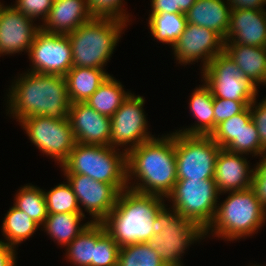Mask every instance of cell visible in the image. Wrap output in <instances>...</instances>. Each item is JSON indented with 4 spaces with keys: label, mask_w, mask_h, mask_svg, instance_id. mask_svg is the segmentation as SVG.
Listing matches in <instances>:
<instances>
[{
    "label": "cell",
    "mask_w": 266,
    "mask_h": 266,
    "mask_svg": "<svg viewBox=\"0 0 266 266\" xmlns=\"http://www.w3.org/2000/svg\"><path fill=\"white\" fill-rule=\"evenodd\" d=\"M126 165L128 188L166 199L178 180L175 131L162 134L160 138L154 137L129 150ZM133 179L134 182H131Z\"/></svg>",
    "instance_id": "cell-1"
},
{
    "label": "cell",
    "mask_w": 266,
    "mask_h": 266,
    "mask_svg": "<svg viewBox=\"0 0 266 266\" xmlns=\"http://www.w3.org/2000/svg\"><path fill=\"white\" fill-rule=\"evenodd\" d=\"M7 96L6 114L18 122L34 116L68 118L71 102L65 76L26 71L14 79Z\"/></svg>",
    "instance_id": "cell-2"
},
{
    "label": "cell",
    "mask_w": 266,
    "mask_h": 266,
    "mask_svg": "<svg viewBox=\"0 0 266 266\" xmlns=\"http://www.w3.org/2000/svg\"><path fill=\"white\" fill-rule=\"evenodd\" d=\"M165 202L163 197L126 188L119 193L115 207L101 223L120 247L149 242L156 215Z\"/></svg>",
    "instance_id": "cell-3"
},
{
    "label": "cell",
    "mask_w": 266,
    "mask_h": 266,
    "mask_svg": "<svg viewBox=\"0 0 266 266\" xmlns=\"http://www.w3.org/2000/svg\"><path fill=\"white\" fill-rule=\"evenodd\" d=\"M218 203L215 216L204 230L205 238L212 236L234 241L254 235L265 224L266 209L254 189L231 191ZM221 204V205H220Z\"/></svg>",
    "instance_id": "cell-4"
},
{
    "label": "cell",
    "mask_w": 266,
    "mask_h": 266,
    "mask_svg": "<svg viewBox=\"0 0 266 266\" xmlns=\"http://www.w3.org/2000/svg\"><path fill=\"white\" fill-rule=\"evenodd\" d=\"M128 24L112 18H93L67 34L72 67L104 69Z\"/></svg>",
    "instance_id": "cell-5"
},
{
    "label": "cell",
    "mask_w": 266,
    "mask_h": 266,
    "mask_svg": "<svg viewBox=\"0 0 266 266\" xmlns=\"http://www.w3.org/2000/svg\"><path fill=\"white\" fill-rule=\"evenodd\" d=\"M100 145L75 143L68 158L59 165L64 174H82L113 185L119 192L128 188L126 152Z\"/></svg>",
    "instance_id": "cell-6"
},
{
    "label": "cell",
    "mask_w": 266,
    "mask_h": 266,
    "mask_svg": "<svg viewBox=\"0 0 266 266\" xmlns=\"http://www.w3.org/2000/svg\"><path fill=\"white\" fill-rule=\"evenodd\" d=\"M202 238L205 239L204 230L199 225L165 204L156 215L148 243L166 266H183L181 257L185 250Z\"/></svg>",
    "instance_id": "cell-7"
},
{
    "label": "cell",
    "mask_w": 266,
    "mask_h": 266,
    "mask_svg": "<svg viewBox=\"0 0 266 266\" xmlns=\"http://www.w3.org/2000/svg\"><path fill=\"white\" fill-rule=\"evenodd\" d=\"M218 196L214 179H178L165 200L178 214L205 230L215 216Z\"/></svg>",
    "instance_id": "cell-8"
},
{
    "label": "cell",
    "mask_w": 266,
    "mask_h": 266,
    "mask_svg": "<svg viewBox=\"0 0 266 266\" xmlns=\"http://www.w3.org/2000/svg\"><path fill=\"white\" fill-rule=\"evenodd\" d=\"M221 149L210 135H186L175 131L177 179H214Z\"/></svg>",
    "instance_id": "cell-9"
},
{
    "label": "cell",
    "mask_w": 266,
    "mask_h": 266,
    "mask_svg": "<svg viewBox=\"0 0 266 266\" xmlns=\"http://www.w3.org/2000/svg\"><path fill=\"white\" fill-rule=\"evenodd\" d=\"M201 71V81L210 89L213 98L253 102L258 96L259 87L245 78L225 52L216 55Z\"/></svg>",
    "instance_id": "cell-10"
},
{
    "label": "cell",
    "mask_w": 266,
    "mask_h": 266,
    "mask_svg": "<svg viewBox=\"0 0 266 266\" xmlns=\"http://www.w3.org/2000/svg\"><path fill=\"white\" fill-rule=\"evenodd\" d=\"M31 143L61 165L76 143L69 119L46 116L26 117L19 121Z\"/></svg>",
    "instance_id": "cell-11"
},
{
    "label": "cell",
    "mask_w": 266,
    "mask_h": 266,
    "mask_svg": "<svg viewBox=\"0 0 266 266\" xmlns=\"http://www.w3.org/2000/svg\"><path fill=\"white\" fill-rule=\"evenodd\" d=\"M144 99L143 96L131 93L112 115L111 147L122 149L125 146L123 150L127 153L155 137L148 131V120L143 109Z\"/></svg>",
    "instance_id": "cell-12"
},
{
    "label": "cell",
    "mask_w": 266,
    "mask_h": 266,
    "mask_svg": "<svg viewBox=\"0 0 266 266\" xmlns=\"http://www.w3.org/2000/svg\"><path fill=\"white\" fill-rule=\"evenodd\" d=\"M28 56L32 63L29 72L65 76L72 68L73 53L68 35L45 32L40 28Z\"/></svg>",
    "instance_id": "cell-13"
},
{
    "label": "cell",
    "mask_w": 266,
    "mask_h": 266,
    "mask_svg": "<svg viewBox=\"0 0 266 266\" xmlns=\"http://www.w3.org/2000/svg\"><path fill=\"white\" fill-rule=\"evenodd\" d=\"M224 39L215 31L187 23L184 32L172 47L177 64L184 66L201 59L203 70L218 54L224 52ZM192 62V63H191Z\"/></svg>",
    "instance_id": "cell-14"
},
{
    "label": "cell",
    "mask_w": 266,
    "mask_h": 266,
    "mask_svg": "<svg viewBox=\"0 0 266 266\" xmlns=\"http://www.w3.org/2000/svg\"><path fill=\"white\" fill-rule=\"evenodd\" d=\"M75 193L81 214L84 210L92 223H101L116 205L119 191L111 184L82 174H63Z\"/></svg>",
    "instance_id": "cell-15"
},
{
    "label": "cell",
    "mask_w": 266,
    "mask_h": 266,
    "mask_svg": "<svg viewBox=\"0 0 266 266\" xmlns=\"http://www.w3.org/2000/svg\"><path fill=\"white\" fill-rule=\"evenodd\" d=\"M13 6L7 5L0 17V57L16 53H29L40 25Z\"/></svg>",
    "instance_id": "cell-16"
},
{
    "label": "cell",
    "mask_w": 266,
    "mask_h": 266,
    "mask_svg": "<svg viewBox=\"0 0 266 266\" xmlns=\"http://www.w3.org/2000/svg\"><path fill=\"white\" fill-rule=\"evenodd\" d=\"M68 119L75 141L85 145H110L111 119L85 102L71 103Z\"/></svg>",
    "instance_id": "cell-17"
},
{
    "label": "cell",
    "mask_w": 266,
    "mask_h": 266,
    "mask_svg": "<svg viewBox=\"0 0 266 266\" xmlns=\"http://www.w3.org/2000/svg\"><path fill=\"white\" fill-rule=\"evenodd\" d=\"M224 44L266 47V10H231Z\"/></svg>",
    "instance_id": "cell-18"
},
{
    "label": "cell",
    "mask_w": 266,
    "mask_h": 266,
    "mask_svg": "<svg viewBox=\"0 0 266 266\" xmlns=\"http://www.w3.org/2000/svg\"><path fill=\"white\" fill-rule=\"evenodd\" d=\"M245 154L221 149L215 165L214 181L220 195L252 187L254 168H250Z\"/></svg>",
    "instance_id": "cell-19"
},
{
    "label": "cell",
    "mask_w": 266,
    "mask_h": 266,
    "mask_svg": "<svg viewBox=\"0 0 266 266\" xmlns=\"http://www.w3.org/2000/svg\"><path fill=\"white\" fill-rule=\"evenodd\" d=\"M93 18L87 0H54L40 28L45 32L67 35Z\"/></svg>",
    "instance_id": "cell-20"
},
{
    "label": "cell",
    "mask_w": 266,
    "mask_h": 266,
    "mask_svg": "<svg viewBox=\"0 0 266 266\" xmlns=\"http://www.w3.org/2000/svg\"><path fill=\"white\" fill-rule=\"evenodd\" d=\"M230 13L231 7L225 0H196L185 17L187 23L211 29L225 40Z\"/></svg>",
    "instance_id": "cell-21"
},
{
    "label": "cell",
    "mask_w": 266,
    "mask_h": 266,
    "mask_svg": "<svg viewBox=\"0 0 266 266\" xmlns=\"http://www.w3.org/2000/svg\"><path fill=\"white\" fill-rule=\"evenodd\" d=\"M224 52L256 86H266V47L224 44Z\"/></svg>",
    "instance_id": "cell-22"
},
{
    "label": "cell",
    "mask_w": 266,
    "mask_h": 266,
    "mask_svg": "<svg viewBox=\"0 0 266 266\" xmlns=\"http://www.w3.org/2000/svg\"><path fill=\"white\" fill-rule=\"evenodd\" d=\"M189 101L190 113L197 119L196 123L189 128L175 130L186 135H211L214 131V98L210 89L203 84L196 87Z\"/></svg>",
    "instance_id": "cell-23"
},
{
    "label": "cell",
    "mask_w": 266,
    "mask_h": 266,
    "mask_svg": "<svg viewBox=\"0 0 266 266\" xmlns=\"http://www.w3.org/2000/svg\"><path fill=\"white\" fill-rule=\"evenodd\" d=\"M109 75L105 69L72 67L65 75L70 102H86Z\"/></svg>",
    "instance_id": "cell-24"
},
{
    "label": "cell",
    "mask_w": 266,
    "mask_h": 266,
    "mask_svg": "<svg viewBox=\"0 0 266 266\" xmlns=\"http://www.w3.org/2000/svg\"><path fill=\"white\" fill-rule=\"evenodd\" d=\"M85 216L81 213L48 214L42 225L43 230L50 239L61 245L60 247H66L90 225L91 221L89 220L80 224Z\"/></svg>",
    "instance_id": "cell-25"
},
{
    "label": "cell",
    "mask_w": 266,
    "mask_h": 266,
    "mask_svg": "<svg viewBox=\"0 0 266 266\" xmlns=\"http://www.w3.org/2000/svg\"><path fill=\"white\" fill-rule=\"evenodd\" d=\"M123 87L121 82L110 74L85 103L98 113L111 118L131 94Z\"/></svg>",
    "instance_id": "cell-26"
},
{
    "label": "cell",
    "mask_w": 266,
    "mask_h": 266,
    "mask_svg": "<svg viewBox=\"0 0 266 266\" xmlns=\"http://www.w3.org/2000/svg\"><path fill=\"white\" fill-rule=\"evenodd\" d=\"M106 232L102 223H90L70 244L66 246V260L74 266H91L96 241ZM68 258V259H67Z\"/></svg>",
    "instance_id": "cell-27"
},
{
    "label": "cell",
    "mask_w": 266,
    "mask_h": 266,
    "mask_svg": "<svg viewBox=\"0 0 266 266\" xmlns=\"http://www.w3.org/2000/svg\"><path fill=\"white\" fill-rule=\"evenodd\" d=\"M148 18L151 36L162 44L170 45V48L178 41L187 25L183 13L149 14Z\"/></svg>",
    "instance_id": "cell-28"
},
{
    "label": "cell",
    "mask_w": 266,
    "mask_h": 266,
    "mask_svg": "<svg viewBox=\"0 0 266 266\" xmlns=\"http://www.w3.org/2000/svg\"><path fill=\"white\" fill-rule=\"evenodd\" d=\"M3 219L2 236L5 237L4 241L13 248L32 237L40 227L25 212L14 205L9 208Z\"/></svg>",
    "instance_id": "cell-29"
},
{
    "label": "cell",
    "mask_w": 266,
    "mask_h": 266,
    "mask_svg": "<svg viewBox=\"0 0 266 266\" xmlns=\"http://www.w3.org/2000/svg\"><path fill=\"white\" fill-rule=\"evenodd\" d=\"M15 194L14 206L25 212L34 222L42 227L48 216L47 205L43 189L35 185L26 184Z\"/></svg>",
    "instance_id": "cell-30"
},
{
    "label": "cell",
    "mask_w": 266,
    "mask_h": 266,
    "mask_svg": "<svg viewBox=\"0 0 266 266\" xmlns=\"http://www.w3.org/2000/svg\"><path fill=\"white\" fill-rule=\"evenodd\" d=\"M117 266H166L148 243H135L120 248Z\"/></svg>",
    "instance_id": "cell-31"
},
{
    "label": "cell",
    "mask_w": 266,
    "mask_h": 266,
    "mask_svg": "<svg viewBox=\"0 0 266 266\" xmlns=\"http://www.w3.org/2000/svg\"><path fill=\"white\" fill-rule=\"evenodd\" d=\"M67 183H59L47 192L43 190L48 214L81 213L77 197Z\"/></svg>",
    "instance_id": "cell-32"
},
{
    "label": "cell",
    "mask_w": 266,
    "mask_h": 266,
    "mask_svg": "<svg viewBox=\"0 0 266 266\" xmlns=\"http://www.w3.org/2000/svg\"><path fill=\"white\" fill-rule=\"evenodd\" d=\"M251 119L250 108L247 106L241 113L218 124L210 136L222 149H225L239 136L243 127H245Z\"/></svg>",
    "instance_id": "cell-33"
},
{
    "label": "cell",
    "mask_w": 266,
    "mask_h": 266,
    "mask_svg": "<svg viewBox=\"0 0 266 266\" xmlns=\"http://www.w3.org/2000/svg\"><path fill=\"white\" fill-rule=\"evenodd\" d=\"M225 150L233 153L261 156L265 151L262 149L260 137L252 119L243 127L239 136L236 137Z\"/></svg>",
    "instance_id": "cell-34"
},
{
    "label": "cell",
    "mask_w": 266,
    "mask_h": 266,
    "mask_svg": "<svg viewBox=\"0 0 266 266\" xmlns=\"http://www.w3.org/2000/svg\"><path fill=\"white\" fill-rule=\"evenodd\" d=\"M120 246L105 232L94 246L91 266H117Z\"/></svg>",
    "instance_id": "cell-35"
},
{
    "label": "cell",
    "mask_w": 266,
    "mask_h": 266,
    "mask_svg": "<svg viewBox=\"0 0 266 266\" xmlns=\"http://www.w3.org/2000/svg\"><path fill=\"white\" fill-rule=\"evenodd\" d=\"M123 1L124 0H87L91 15L94 18H112L128 24L131 20V15L126 13L123 6L125 2Z\"/></svg>",
    "instance_id": "cell-36"
},
{
    "label": "cell",
    "mask_w": 266,
    "mask_h": 266,
    "mask_svg": "<svg viewBox=\"0 0 266 266\" xmlns=\"http://www.w3.org/2000/svg\"><path fill=\"white\" fill-rule=\"evenodd\" d=\"M54 0H16L12 5L17 11L32 20L41 19L44 22L53 6Z\"/></svg>",
    "instance_id": "cell-37"
},
{
    "label": "cell",
    "mask_w": 266,
    "mask_h": 266,
    "mask_svg": "<svg viewBox=\"0 0 266 266\" xmlns=\"http://www.w3.org/2000/svg\"><path fill=\"white\" fill-rule=\"evenodd\" d=\"M252 102H238L230 99L214 98V130L222 121L241 113Z\"/></svg>",
    "instance_id": "cell-38"
},
{
    "label": "cell",
    "mask_w": 266,
    "mask_h": 266,
    "mask_svg": "<svg viewBox=\"0 0 266 266\" xmlns=\"http://www.w3.org/2000/svg\"><path fill=\"white\" fill-rule=\"evenodd\" d=\"M257 97L249 105L251 118L258 131L262 149L266 152V97L257 104Z\"/></svg>",
    "instance_id": "cell-39"
},
{
    "label": "cell",
    "mask_w": 266,
    "mask_h": 266,
    "mask_svg": "<svg viewBox=\"0 0 266 266\" xmlns=\"http://www.w3.org/2000/svg\"><path fill=\"white\" fill-rule=\"evenodd\" d=\"M256 167L254 165L252 188L256 192L262 206L266 209V152H264Z\"/></svg>",
    "instance_id": "cell-40"
},
{
    "label": "cell",
    "mask_w": 266,
    "mask_h": 266,
    "mask_svg": "<svg viewBox=\"0 0 266 266\" xmlns=\"http://www.w3.org/2000/svg\"><path fill=\"white\" fill-rule=\"evenodd\" d=\"M16 250L0 239V266H16Z\"/></svg>",
    "instance_id": "cell-41"
},
{
    "label": "cell",
    "mask_w": 266,
    "mask_h": 266,
    "mask_svg": "<svg viewBox=\"0 0 266 266\" xmlns=\"http://www.w3.org/2000/svg\"><path fill=\"white\" fill-rule=\"evenodd\" d=\"M231 7V10L238 9H254L266 10L263 8L266 5V0H226Z\"/></svg>",
    "instance_id": "cell-42"
},
{
    "label": "cell",
    "mask_w": 266,
    "mask_h": 266,
    "mask_svg": "<svg viewBox=\"0 0 266 266\" xmlns=\"http://www.w3.org/2000/svg\"><path fill=\"white\" fill-rule=\"evenodd\" d=\"M175 13V0H151V13Z\"/></svg>",
    "instance_id": "cell-43"
},
{
    "label": "cell",
    "mask_w": 266,
    "mask_h": 266,
    "mask_svg": "<svg viewBox=\"0 0 266 266\" xmlns=\"http://www.w3.org/2000/svg\"><path fill=\"white\" fill-rule=\"evenodd\" d=\"M196 0H175V13L186 14Z\"/></svg>",
    "instance_id": "cell-44"
},
{
    "label": "cell",
    "mask_w": 266,
    "mask_h": 266,
    "mask_svg": "<svg viewBox=\"0 0 266 266\" xmlns=\"http://www.w3.org/2000/svg\"><path fill=\"white\" fill-rule=\"evenodd\" d=\"M5 7H6V5H4L3 3L0 2V17H1L2 11L4 10Z\"/></svg>",
    "instance_id": "cell-45"
}]
</instances>
